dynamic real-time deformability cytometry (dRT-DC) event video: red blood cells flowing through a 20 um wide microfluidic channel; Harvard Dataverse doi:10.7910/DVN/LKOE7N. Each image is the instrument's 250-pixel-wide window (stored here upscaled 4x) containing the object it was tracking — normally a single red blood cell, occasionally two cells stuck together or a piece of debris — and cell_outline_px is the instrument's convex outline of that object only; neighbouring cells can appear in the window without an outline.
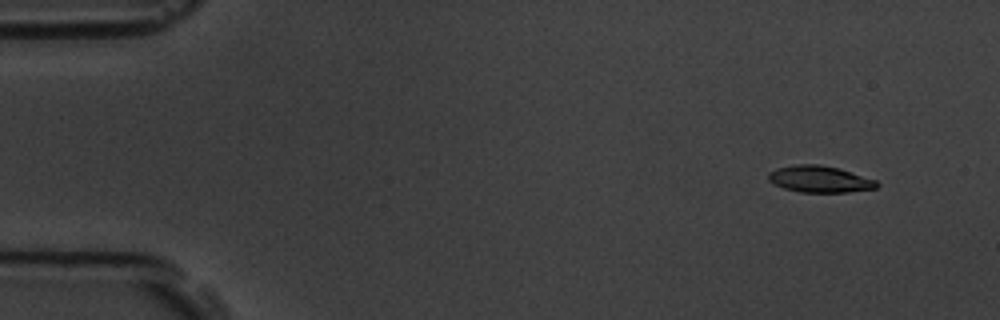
{"species": "common noctule bat (a hibernating species)", "species_latin": "Nyctalus noctula", "temperature_condition": "room temperature", "stored_images_in_passage": 5, "camera_frame_rate_fps": 3000, "um_per_image_px": 0.085, "animal": {"sex": "male", "body_mass_g": 19.5, "forearm_length_mm": 54.6}, "frame": {"image": 1, "passage_image": 2, "time_ms": 1.333, "image_size_px": [1000, 320], "cell_outline_px": [[880, 184], [876, 188], [848, 192], [800, 192], [784, 188], [768, 180], [768, 172], [776, 168], [796, 164], [820, 164], [840, 168], [876, 180]], "centroid_in_image_um": [69.68, 15.21], "position_along_channel_um": 15.3, "area_um2": 16.88}}
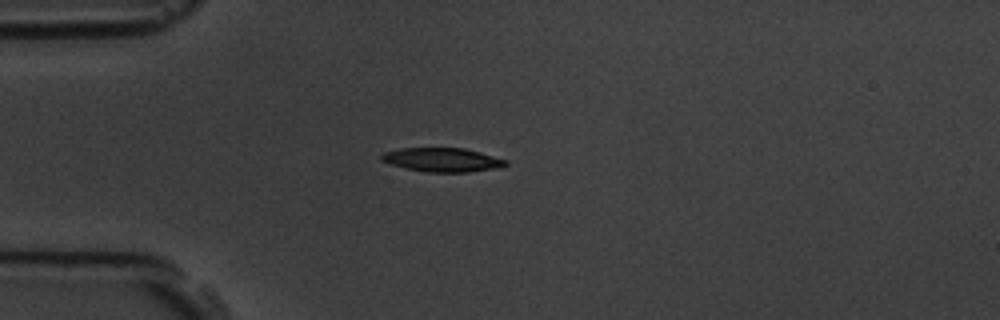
{"frame": {"image": 2, "passage_image": 5, "time_ms": 4.667, "image_size_px": [1000, 320], "cell_outline_px": [[508, 164], [500, 168], [468, 172], [428, 172], [404, 168], [380, 160], [380, 156], [384, 152], [400, 148], [464, 148], [480, 152], [508, 160]], "centroid_in_image_um": [37.62, 13.58], "position_along_channel_um": 47.4, "area_um2": 17.4}}